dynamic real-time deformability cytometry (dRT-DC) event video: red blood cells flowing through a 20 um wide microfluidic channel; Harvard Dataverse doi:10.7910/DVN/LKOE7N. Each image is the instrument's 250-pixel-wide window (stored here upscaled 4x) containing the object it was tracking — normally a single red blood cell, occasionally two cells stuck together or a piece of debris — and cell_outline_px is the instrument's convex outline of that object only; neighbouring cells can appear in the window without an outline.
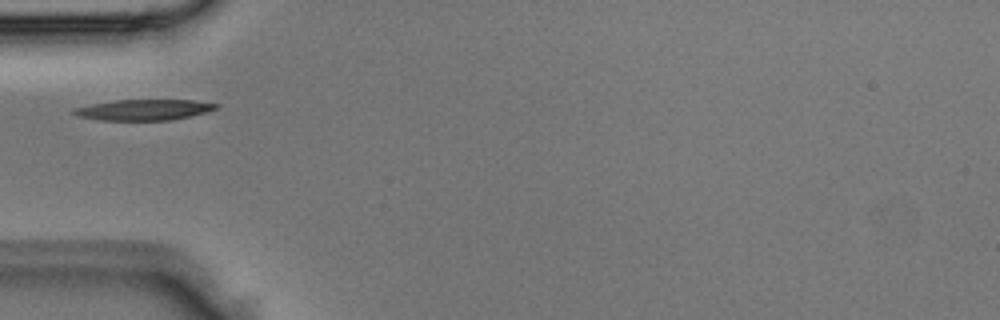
{"species": "Egyptian fruit bat (a non-hibernating species)", "species_latin": "Rousettus aegyptiacus", "temperature_condition": "room temperature", "stored_images_in_passage": 4, "camera_frame_rate_fps": 3000, "um_per_image_px": 0.085, "animal": {"sex": "male"}, "frame": {"image": 1, "passage_image": 4, "time_ms": 1.0, "image_size_px": [1000, 320], "cell_outline_px": [[220, 104], [216, 108], [204, 112], [172, 120], [100, 120], [76, 116], [68, 112], [72, 108], [92, 104], [116, 100], [192, 100]], "centroid_in_image_um": [12.13, 9.33], "position_along_channel_um": 72.9, "area_um2": 17.17}}